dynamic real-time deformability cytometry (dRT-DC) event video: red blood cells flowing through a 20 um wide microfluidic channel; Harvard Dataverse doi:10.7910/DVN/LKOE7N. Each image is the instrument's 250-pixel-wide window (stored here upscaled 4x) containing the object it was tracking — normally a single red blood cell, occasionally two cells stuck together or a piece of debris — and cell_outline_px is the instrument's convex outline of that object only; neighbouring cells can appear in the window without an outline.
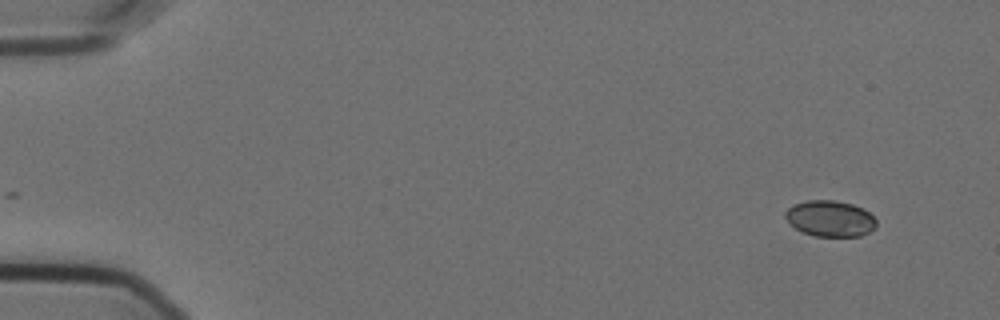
{"species": "Egyptian fruit bat (a non-hibernating species)", "species_latin": "Rousettus aegyptiacus", "temperature_condition": "cold", "stored_images_in_passage": 54, "camera_frame_rate_fps": 3000, "um_per_image_px": 0.085, "animal": {"sex": "female"}, "frame": {"image": 1, "passage_image": 1, "time_ms": 0.0, "image_size_px": [1000, 320], "cell_outline_px": [[876, 228], [860, 236], [816, 236], [804, 232], [796, 228], [784, 216], [784, 212], [792, 204], [808, 200], [836, 200], [852, 204], [864, 208], [876, 220]], "centroid_in_image_um": [70.57, 18.56], "position_along_channel_um": 14.4, "area_um2": 19.07}}
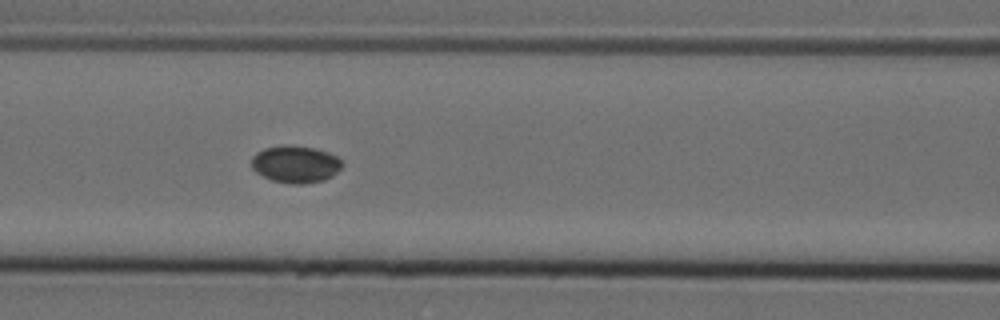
{"frame": {"image": 2, "passage_image": 22, "time_ms": 7.0, "image_size_px": [1000, 320], "cell_outline_px": [[344, 164], [332, 176], [324, 180], [304, 184], [292, 184], [272, 180], [256, 172], [252, 168], [252, 156], [256, 152], [264, 148], [312, 148], [328, 152], [336, 156]], "centroid_in_image_um": [25.13, 14.01], "position_along_channel_um": 141.5, "area_um2": 18.9}}
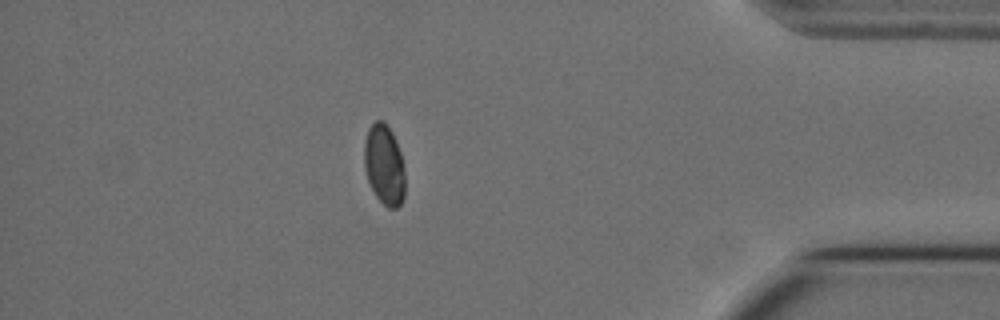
{"frame": {"image": 3, "passage_image": 47, "time_ms": 15.333, "image_size_px": [1000, 320], "cell_outline_px": [[404, 200], [396, 208], [388, 208], [376, 196], [368, 180], [364, 168], [364, 140], [368, 128], [376, 120], [384, 120], [392, 132], [396, 140], [404, 164]], "centroid_in_image_um": [32.66, 13.98], "position_along_channel_um": 402.5, "area_um2": 19.25}}